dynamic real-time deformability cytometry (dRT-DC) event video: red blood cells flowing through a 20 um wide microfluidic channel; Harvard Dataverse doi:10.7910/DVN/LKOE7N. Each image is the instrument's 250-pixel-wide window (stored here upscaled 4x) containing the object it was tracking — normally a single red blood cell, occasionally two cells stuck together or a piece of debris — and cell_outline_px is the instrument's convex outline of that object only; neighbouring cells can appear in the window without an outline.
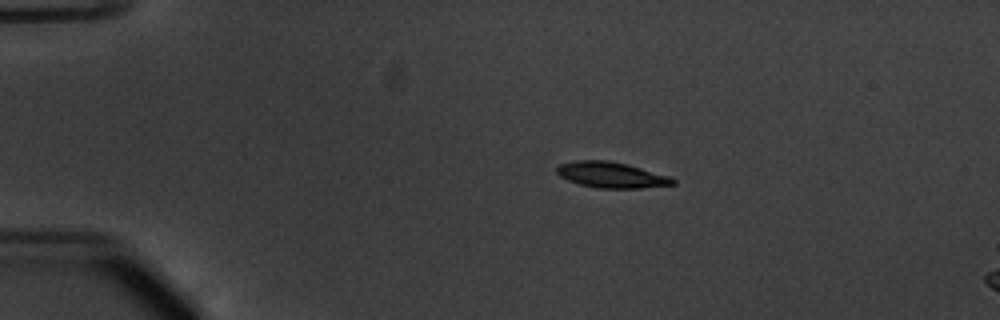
{"species": "common noctule bat (a hibernating species)", "species_latin": "Nyctalus noctula", "temperature_condition": "warm", "stored_images_in_passage": 18, "camera_frame_rate_fps": 3000, "um_per_image_px": 0.085, "animal": {"sex": "male", "body_mass_g": 20.1, "forearm_length_mm": 53.5}, "frame": {"image": 1, "passage_image": 11, "time_ms": 3.333, "image_size_px": [1000, 320], "cell_outline_px": [[676, 184], [640, 188], [596, 188], [580, 184], [568, 180], [560, 176], [556, 172], [556, 168], [560, 164], [576, 160], [604, 160], [628, 164], [668, 176], [676, 180]], "centroid_in_image_um": [51.95, 14.87], "position_along_channel_um": 33.1, "area_um2": 17.34}}